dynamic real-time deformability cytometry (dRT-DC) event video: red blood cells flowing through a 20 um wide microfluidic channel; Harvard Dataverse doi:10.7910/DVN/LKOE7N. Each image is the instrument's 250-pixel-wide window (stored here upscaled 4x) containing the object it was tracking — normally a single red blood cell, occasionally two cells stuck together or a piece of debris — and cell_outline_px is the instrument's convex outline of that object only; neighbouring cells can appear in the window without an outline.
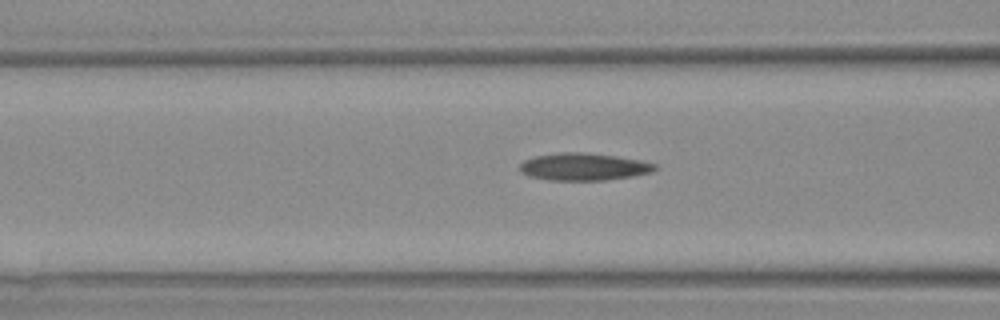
{"species": "Egyptian fruit bat (a non-hibernating species)", "species_latin": "Rousettus aegyptiacus", "temperature_condition": "warm", "stored_images_in_passage": 4, "camera_frame_rate_fps": 3000, "um_per_image_px": 0.085, "animal": {"sex": "female"}, "frame": {"image": 1, "passage_image": 4, "time_ms": 3.667, "image_size_px": [1000, 320], "cell_outline_px": [[656, 168], [652, 172], [632, 176], [604, 180], [548, 180], [528, 176], [520, 172], [520, 164], [524, 160], [536, 156], [560, 152], [580, 152], [612, 156], [640, 160], [656, 164]], "centroid_in_image_um": [49.57, 14.18], "position_along_channel_um": 117.0, "area_um2": 21.33}}